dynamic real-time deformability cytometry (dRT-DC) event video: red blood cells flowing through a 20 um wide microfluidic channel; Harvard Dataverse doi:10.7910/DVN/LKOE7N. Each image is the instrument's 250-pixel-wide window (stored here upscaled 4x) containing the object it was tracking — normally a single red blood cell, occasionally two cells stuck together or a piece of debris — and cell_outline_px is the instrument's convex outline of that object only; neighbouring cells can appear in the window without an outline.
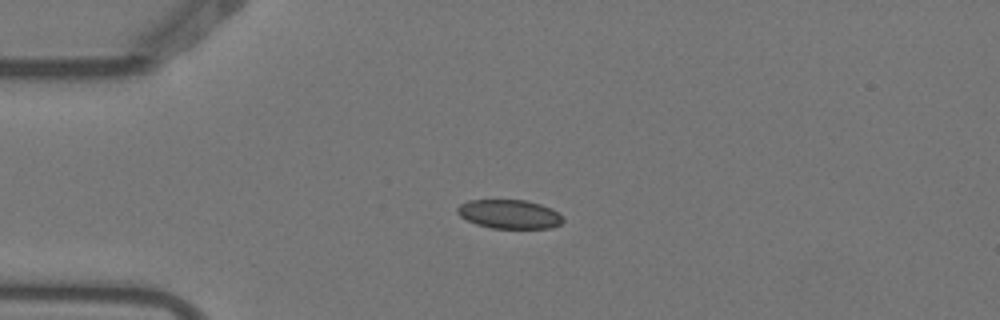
{"species": "Egyptian fruit bat (a non-hibernating species)", "species_latin": "Rousettus aegyptiacus", "temperature_condition": "warm", "stored_images_in_passage": 5, "camera_frame_rate_fps": 3000, "um_per_image_px": 0.085, "animal": {"sex": "female"}, "frame": {"image": 1, "passage_image": 2, "time_ms": 0.333, "image_size_px": [1000, 320], "cell_outline_px": [[564, 220], [560, 224], [552, 228], [492, 228], [476, 224], [460, 216], [456, 212], [456, 208], [460, 204], [468, 200], [524, 200], [540, 204], [552, 208], [564, 216]], "centroid_in_image_um": [43.31, 18.2], "position_along_channel_um": 41.7, "area_um2": 17.92}}